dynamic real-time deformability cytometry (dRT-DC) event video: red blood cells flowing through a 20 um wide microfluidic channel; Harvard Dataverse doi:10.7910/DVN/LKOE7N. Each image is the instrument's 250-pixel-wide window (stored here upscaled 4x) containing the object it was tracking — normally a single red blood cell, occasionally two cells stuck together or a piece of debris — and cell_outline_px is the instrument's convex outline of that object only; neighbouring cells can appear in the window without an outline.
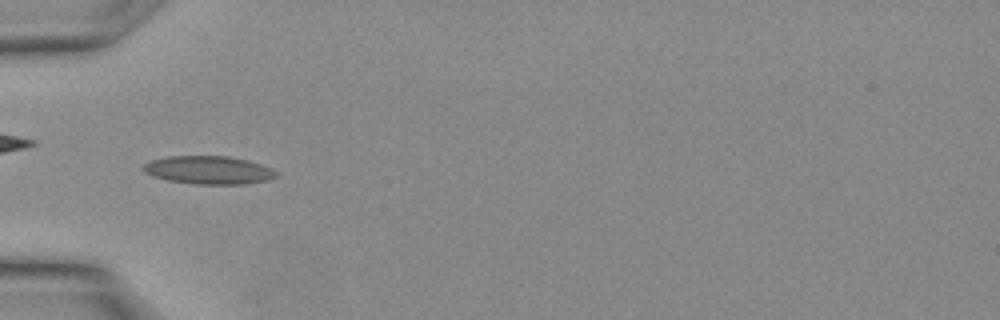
{"species": "Egyptian fruit bat (a non-hibernating species)", "species_latin": "Rousettus aegyptiacus", "temperature_condition": "warm", "stored_images_in_passage": 13, "camera_frame_rate_fps": 3000, "um_per_image_px": 0.085, "animal": {"sex": "female"}, "frame": {"image": 1, "passage_image": 3, "time_ms": 0.667, "image_size_px": [1000, 320], "cell_outline_px": [[276, 176], [268, 180], [244, 184], [196, 184], [168, 180], [152, 176], [144, 172], [140, 168], [144, 164], [152, 160], [168, 156], [228, 156], [248, 160], [272, 168], [276, 172]], "centroid_in_image_um": [17.71, 14.45], "position_along_channel_um": 67.3, "area_um2": 21.79}}